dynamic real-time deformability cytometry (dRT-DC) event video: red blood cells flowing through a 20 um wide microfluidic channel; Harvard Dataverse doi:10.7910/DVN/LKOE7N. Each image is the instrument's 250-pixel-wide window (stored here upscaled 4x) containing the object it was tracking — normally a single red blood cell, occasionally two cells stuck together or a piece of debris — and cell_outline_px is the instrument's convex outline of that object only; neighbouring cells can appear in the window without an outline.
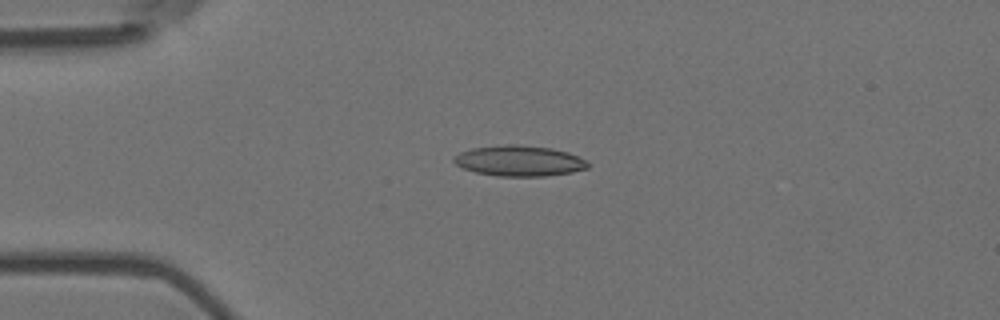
{"species": "Egyptian fruit bat (a non-hibernating species)", "species_latin": "Rousettus aegyptiacus", "temperature_condition": "room temperature", "stored_images_in_passage": 5, "camera_frame_rate_fps": 3000, "um_per_image_px": 0.085, "animal": {"sex": "female"}, "frame": {"image": 1, "passage_image": 4, "time_ms": 1.0, "image_size_px": [1000, 320], "cell_outline_px": [[588, 168], [572, 172], [544, 176], [496, 176], [476, 172], [464, 168], [456, 164], [452, 160], [460, 152], [472, 148], [504, 144], [516, 144], [552, 148], [568, 152], [584, 160], [588, 164]], "centroid_in_image_um": [44.12, 13.67], "position_along_channel_um": 40.9, "area_um2": 23.76}}